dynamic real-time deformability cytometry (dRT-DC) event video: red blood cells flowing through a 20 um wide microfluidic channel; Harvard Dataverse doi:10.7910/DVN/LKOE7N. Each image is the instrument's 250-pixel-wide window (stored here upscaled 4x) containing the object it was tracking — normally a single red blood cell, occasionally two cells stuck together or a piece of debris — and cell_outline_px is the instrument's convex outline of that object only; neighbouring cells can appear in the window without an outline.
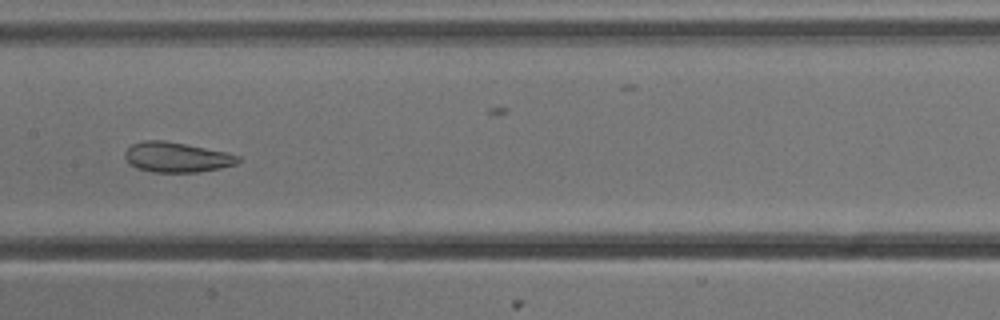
{"species": "common noctule bat (a hibernating species)", "species_latin": "Nyctalus noctula", "temperature_condition": "cold", "stored_images_in_passage": 8, "camera_frame_rate_fps": 3000, "um_per_image_px": 0.085, "animal": {"sex": "male", "body_mass_g": 13.3}, "frame": {"image": 1, "passage_image": 8, "time_ms": 2.333, "image_size_px": [1000, 320], "cell_outline_px": [[240, 160], [236, 164], [220, 168], [200, 172], [152, 172], [136, 168], [128, 164], [124, 156], [124, 152], [132, 144], [144, 140], [164, 140], [228, 152], [240, 156]], "centroid_in_image_um": [15.0, 13.36], "position_along_channel_um": 192.4, "area_um2": 20.0}}